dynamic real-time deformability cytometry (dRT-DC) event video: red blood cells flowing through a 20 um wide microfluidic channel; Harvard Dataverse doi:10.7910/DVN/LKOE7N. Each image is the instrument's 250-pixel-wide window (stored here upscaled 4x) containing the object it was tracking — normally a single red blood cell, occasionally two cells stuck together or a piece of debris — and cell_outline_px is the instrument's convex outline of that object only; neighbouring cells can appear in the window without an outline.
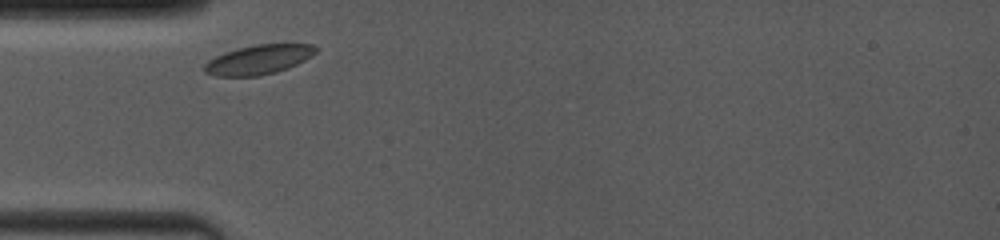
{"species": "common noctule bat (a hibernating species)", "species_latin": "Nyctalus noctula", "temperature_condition": "room temperature", "stored_images_in_passage": 8, "camera_frame_rate_fps": 4000, "um_per_image_px": 0.085, "animal": {"sex": "female", "body_mass_g": 19.0, "forearm_length_mm": 53.3}, "frame": {"image": 1, "passage_image": 1, "time_ms": 0.0, "image_size_px": [1000, 240], "cell_outline_px": [[320, 48], [316, 52], [304, 60], [288, 68], [276, 72], [260, 76], [216, 76], [204, 72], [204, 64], [208, 60], [224, 52], [256, 44], [312, 44]], "centroid_in_image_um": [21.98, 5.07], "position_along_channel_um": 63.0, "area_um2": 19.07}}
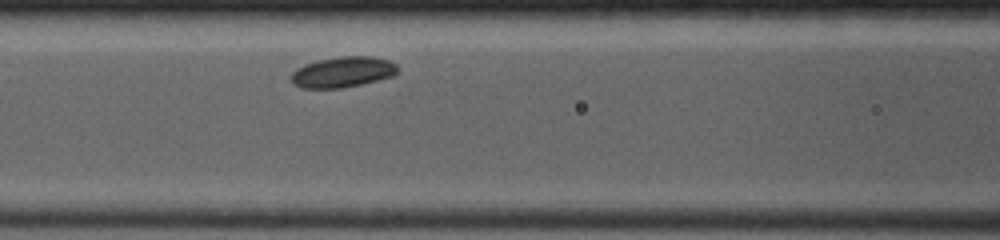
{"frame": {"image": 2, "passage_image": 5, "time_ms": 2.0, "image_size_px": [1000, 240], "cell_outline_px": [[400, 68], [392, 76], [360, 84], [340, 88], [300, 88], [292, 80], [292, 72], [296, 68], [304, 64], [316, 60], [340, 56], [372, 56], [388, 60], [396, 64]], "centroid_in_image_um": [29.13, 6.1], "position_along_channel_um": 137.5, "area_um2": 18.96}}
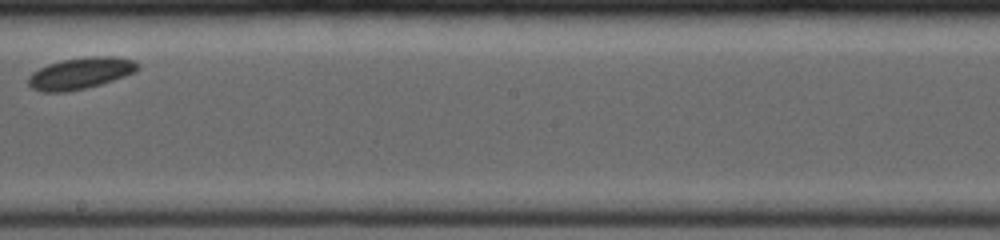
{"frame": {"image": 3, "passage_image": 8, "time_ms": 4.75, "image_size_px": [1000, 240], "cell_outline_px": [[140, 68], [136, 72], [100, 84], [84, 88], [64, 92], [40, 92], [32, 88], [28, 84], [28, 76], [32, 72], [48, 64], [64, 60], [88, 56], [116, 56], [136, 60], [140, 64]], "centroid_in_image_um": [6.87, 6.21], "position_along_channel_um": 241.3, "area_um2": 20.17}}